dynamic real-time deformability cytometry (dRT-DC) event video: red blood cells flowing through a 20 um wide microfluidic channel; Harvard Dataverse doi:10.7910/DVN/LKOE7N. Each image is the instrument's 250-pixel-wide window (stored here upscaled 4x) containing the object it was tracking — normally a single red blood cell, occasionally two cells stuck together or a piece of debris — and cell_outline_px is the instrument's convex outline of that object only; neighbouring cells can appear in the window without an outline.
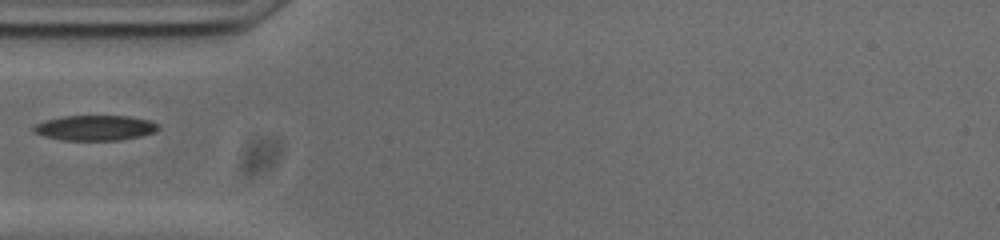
{"species": "common noctule bat (a hibernating species)", "species_latin": "Nyctalus noctula", "temperature_condition": "cold", "stored_images_in_passage": 13, "camera_frame_rate_fps": 3000, "um_per_image_px": 0.085, "animal": {"sex": "male", "body_mass_g": 20.0, "forearm_length_mm": 53.3}, "frame": {"image": 1, "passage_image": 1, "time_ms": 0.0, "image_size_px": [1000, 240], "cell_outline_px": [[160, 128], [156, 132], [140, 136], [120, 140], [64, 140], [44, 136], [36, 132], [32, 128], [36, 124], [48, 120], [64, 116], [128, 116], [148, 120], [156, 124]], "centroid_in_image_um": [8.12, 10.87], "position_along_channel_um": 76.9, "area_um2": 18.03}}
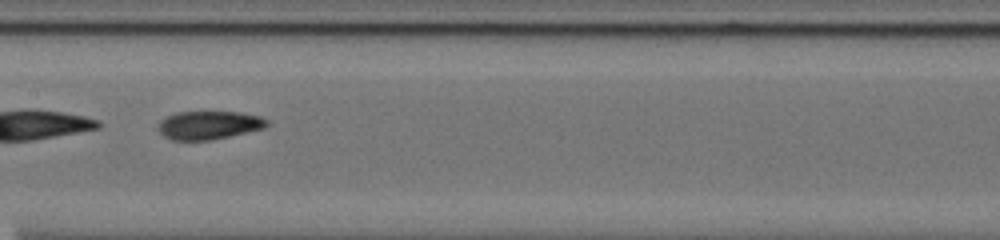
{"frame": {"image": 2, "passage_image": 10, "time_ms": 3.0, "image_size_px": [1000, 240], "cell_outline_px": [[268, 124], [264, 128], [212, 140], [172, 140], [164, 136], [160, 132], [160, 120], [176, 112], [244, 112], [260, 116], [268, 120]], "centroid_in_image_um": [17.79, 10.63], "position_along_channel_um": 189.6, "area_um2": 17.86}}